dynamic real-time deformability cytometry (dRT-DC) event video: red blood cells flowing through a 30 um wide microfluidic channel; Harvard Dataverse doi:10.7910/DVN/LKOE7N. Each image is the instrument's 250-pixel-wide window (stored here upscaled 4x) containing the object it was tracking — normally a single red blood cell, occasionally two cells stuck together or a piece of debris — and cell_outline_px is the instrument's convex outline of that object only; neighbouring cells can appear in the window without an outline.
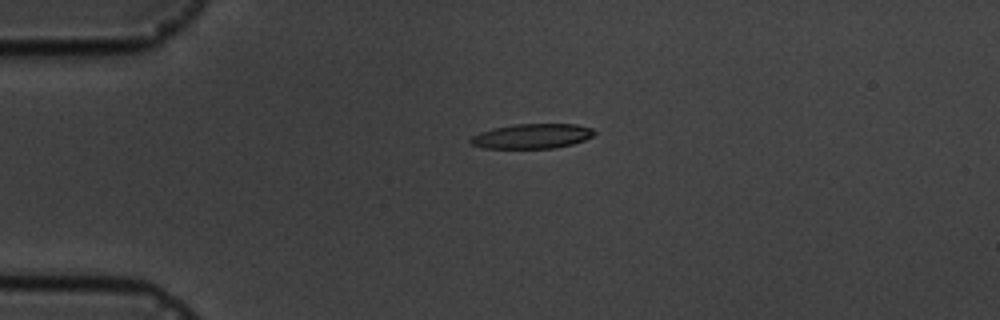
{"species": "common noctule bat (a hibernating species)", "species_latin": "Nyctalus noctula", "temperature_condition": "cold", "stored_images_in_passage": 5, "camera_frame_rate_fps": 3000, "um_per_image_px": 0.085, "animal": {"sex": "male", "body_mass_g": 19.5, "forearm_length_mm": 54.6}, "frame": {"image": 1, "passage_image": 4, "time_ms": 3.667, "image_size_px": [1000, 320], "cell_outline_px": [[596, 132], [592, 136], [584, 140], [572, 144], [552, 148], [484, 148], [472, 144], [468, 140], [472, 136], [480, 132], [492, 128], [516, 124], [576, 124], [592, 128]], "centroid_in_image_um": [45.21, 11.57], "position_along_channel_um": 39.8, "area_um2": 17.8}}